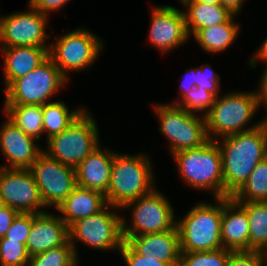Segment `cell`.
I'll return each instance as SVG.
<instances>
[{"label": "cell", "mask_w": 267, "mask_h": 266, "mask_svg": "<svg viewBox=\"0 0 267 266\" xmlns=\"http://www.w3.org/2000/svg\"><path fill=\"white\" fill-rule=\"evenodd\" d=\"M186 7L182 12L189 37L199 29L226 22L233 14L221 4L202 2H182Z\"/></svg>", "instance_id": "cb8c5ba5"}, {"label": "cell", "mask_w": 267, "mask_h": 266, "mask_svg": "<svg viewBox=\"0 0 267 266\" xmlns=\"http://www.w3.org/2000/svg\"><path fill=\"white\" fill-rule=\"evenodd\" d=\"M68 80L48 57L26 76L14 80L4 89L3 105H45L59 93ZM54 95V96H53Z\"/></svg>", "instance_id": "9c48e42d"}, {"label": "cell", "mask_w": 267, "mask_h": 266, "mask_svg": "<svg viewBox=\"0 0 267 266\" xmlns=\"http://www.w3.org/2000/svg\"><path fill=\"white\" fill-rule=\"evenodd\" d=\"M265 264H267V251L263 252L262 266Z\"/></svg>", "instance_id": "ee69618b"}, {"label": "cell", "mask_w": 267, "mask_h": 266, "mask_svg": "<svg viewBox=\"0 0 267 266\" xmlns=\"http://www.w3.org/2000/svg\"><path fill=\"white\" fill-rule=\"evenodd\" d=\"M127 266H178L179 263H166L154 257H144L138 254L126 241L118 251Z\"/></svg>", "instance_id": "e575fe53"}, {"label": "cell", "mask_w": 267, "mask_h": 266, "mask_svg": "<svg viewBox=\"0 0 267 266\" xmlns=\"http://www.w3.org/2000/svg\"><path fill=\"white\" fill-rule=\"evenodd\" d=\"M19 212L8 206L0 208V238L4 237Z\"/></svg>", "instance_id": "f35d334b"}, {"label": "cell", "mask_w": 267, "mask_h": 266, "mask_svg": "<svg viewBox=\"0 0 267 266\" xmlns=\"http://www.w3.org/2000/svg\"><path fill=\"white\" fill-rule=\"evenodd\" d=\"M262 76H260V82L258 83V90H256L257 93V99L259 102V107L264 105L267 112V69H264L262 72ZM265 119H267V115H265Z\"/></svg>", "instance_id": "60d3db41"}, {"label": "cell", "mask_w": 267, "mask_h": 266, "mask_svg": "<svg viewBox=\"0 0 267 266\" xmlns=\"http://www.w3.org/2000/svg\"><path fill=\"white\" fill-rule=\"evenodd\" d=\"M229 249L215 251L181 253L178 266H227Z\"/></svg>", "instance_id": "f546056e"}, {"label": "cell", "mask_w": 267, "mask_h": 266, "mask_svg": "<svg viewBox=\"0 0 267 266\" xmlns=\"http://www.w3.org/2000/svg\"><path fill=\"white\" fill-rule=\"evenodd\" d=\"M4 206L3 200H2V196L0 194V208H2Z\"/></svg>", "instance_id": "f6af8a7d"}, {"label": "cell", "mask_w": 267, "mask_h": 266, "mask_svg": "<svg viewBox=\"0 0 267 266\" xmlns=\"http://www.w3.org/2000/svg\"><path fill=\"white\" fill-rule=\"evenodd\" d=\"M4 54L3 80L5 89L16 79L26 76L41 65L48 57L49 51L39 46L0 47Z\"/></svg>", "instance_id": "44dd1931"}, {"label": "cell", "mask_w": 267, "mask_h": 266, "mask_svg": "<svg viewBox=\"0 0 267 266\" xmlns=\"http://www.w3.org/2000/svg\"><path fill=\"white\" fill-rule=\"evenodd\" d=\"M30 10L17 11L0 17V47L39 46L50 50L52 39L46 32L49 16L31 6Z\"/></svg>", "instance_id": "7c38bea8"}, {"label": "cell", "mask_w": 267, "mask_h": 266, "mask_svg": "<svg viewBox=\"0 0 267 266\" xmlns=\"http://www.w3.org/2000/svg\"><path fill=\"white\" fill-rule=\"evenodd\" d=\"M150 159L145 153H115L110 183L105 194L107 204L121 210L128 202L147 195L156 188V177Z\"/></svg>", "instance_id": "7a4b0ae2"}, {"label": "cell", "mask_w": 267, "mask_h": 266, "mask_svg": "<svg viewBox=\"0 0 267 266\" xmlns=\"http://www.w3.org/2000/svg\"><path fill=\"white\" fill-rule=\"evenodd\" d=\"M0 194L4 206L19 213H42L46 208L29 169L0 167Z\"/></svg>", "instance_id": "5bb4252c"}, {"label": "cell", "mask_w": 267, "mask_h": 266, "mask_svg": "<svg viewBox=\"0 0 267 266\" xmlns=\"http://www.w3.org/2000/svg\"><path fill=\"white\" fill-rule=\"evenodd\" d=\"M3 112L26 135L40 140L43 135L42 105H3Z\"/></svg>", "instance_id": "484cf974"}, {"label": "cell", "mask_w": 267, "mask_h": 266, "mask_svg": "<svg viewBox=\"0 0 267 266\" xmlns=\"http://www.w3.org/2000/svg\"><path fill=\"white\" fill-rule=\"evenodd\" d=\"M236 15H232L226 22L199 29L193 38L206 53H224L240 33V23L235 22Z\"/></svg>", "instance_id": "603a6c76"}, {"label": "cell", "mask_w": 267, "mask_h": 266, "mask_svg": "<svg viewBox=\"0 0 267 266\" xmlns=\"http://www.w3.org/2000/svg\"><path fill=\"white\" fill-rule=\"evenodd\" d=\"M31 228L32 213H18L4 237L26 245Z\"/></svg>", "instance_id": "d6a6232c"}, {"label": "cell", "mask_w": 267, "mask_h": 266, "mask_svg": "<svg viewBox=\"0 0 267 266\" xmlns=\"http://www.w3.org/2000/svg\"><path fill=\"white\" fill-rule=\"evenodd\" d=\"M231 198L238 203L267 201V157L255 166Z\"/></svg>", "instance_id": "83f0119b"}, {"label": "cell", "mask_w": 267, "mask_h": 266, "mask_svg": "<svg viewBox=\"0 0 267 266\" xmlns=\"http://www.w3.org/2000/svg\"><path fill=\"white\" fill-rule=\"evenodd\" d=\"M183 2H202L205 4H220V0H185Z\"/></svg>", "instance_id": "7bdbcfd3"}, {"label": "cell", "mask_w": 267, "mask_h": 266, "mask_svg": "<svg viewBox=\"0 0 267 266\" xmlns=\"http://www.w3.org/2000/svg\"><path fill=\"white\" fill-rule=\"evenodd\" d=\"M196 86H202L206 91L212 93L215 97L220 93V75L217 74L210 64H201L196 67Z\"/></svg>", "instance_id": "836d02e7"}, {"label": "cell", "mask_w": 267, "mask_h": 266, "mask_svg": "<svg viewBox=\"0 0 267 266\" xmlns=\"http://www.w3.org/2000/svg\"><path fill=\"white\" fill-rule=\"evenodd\" d=\"M98 129L96 120L86 108L67 129L45 142L47 148L43 152L52 159L76 168L100 146Z\"/></svg>", "instance_id": "8992f818"}, {"label": "cell", "mask_w": 267, "mask_h": 266, "mask_svg": "<svg viewBox=\"0 0 267 266\" xmlns=\"http://www.w3.org/2000/svg\"><path fill=\"white\" fill-rule=\"evenodd\" d=\"M196 67L187 69L184 76H182L181 85L179 88L178 99H176L172 105H177L193 88L196 87Z\"/></svg>", "instance_id": "74e56055"}, {"label": "cell", "mask_w": 267, "mask_h": 266, "mask_svg": "<svg viewBox=\"0 0 267 266\" xmlns=\"http://www.w3.org/2000/svg\"><path fill=\"white\" fill-rule=\"evenodd\" d=\"M85 109L79 106L70 110L66 103L59 100L43 105V134L46 133V141L67 129Z\"/></svg>", "instance_id": "d4e9b609"}, {"label": "cell", "mask_w": 267, "mask_h": 266, "mask_svg": "<svg viewBox=\"0 0 267 266\" xmlns=\"http://www.w3.org/2000/svg\"><path fill=\"white\" fill-rule=\"evenodd\" d=\"M253 54V57H251L248 61L250 66L249 68L255 69L256 66L258 67L257 64L262 62L263 65L265 64V69H267V38L264 39L261 46H259V48Z\"/></svg>", "instance_id": "ab89813d"}, {"label": "cell", "mask_w": 267, "mask_h": 266, "mask_svg": "<svg viewBox=\"0 0 267 266\" xmlns=\"http://www.w3.org/2000/svg\"><path fill=\"white\" fill-rule=\"evenodd\" d=\"M115 151L98 146L76 168L77 185L96 190L104 195L108 191Z\"/></svg>", "instance_id": "ffe728a7"}, {"label": "cell", "mask_w": 267, "mask_h": 266, "mask_svg": "<svg viewBox=\"0 0 267 266\" xmlns=\"http://www.w3.org/2000/svg\"><path fill=\"white\" fill-rule=\"evenodd\" d=\"M216 141L222 157L223 198L231 197L244 184L255 166L267 157V119L251 130Z\"/></svg>", "instance_id": "6da1fadb"}, {"label": "cell", "mask_w": 267, "mask_h": 266, "mask_svg": "<svg viewBox=\"0 0 267 266\" xmlns=\"http://www.w3.org/2000/svg\"><path fill=\"white\" fill-rule=\"evenodd\" d=\"M151 7L148 39L152 47L165 54L184 45L190 37L182 10L172 5Z\"/></svg>", "instance_id": "9a60e30c"}, {"label": "cell", "mask_w": 267, "mask_h": 266, "mask_svg": "<svg viewBox=\"0 0 267 266\" xmlns=\"http://www.w3.org/2000/svg\"><path fill=\"white\" fill-rule=\"evenodd\" d=\"M249 229L247 211L231 197L222 198V248L249 251Z\"/></svg>", "instance_id": "ac0fdd59"}, {"label": "cell", "mask_w": 267, "mask_h": 266, "mask_svg": "<svg viewBox=\"0 0 267 266\" xmlns=\"http://www.w3.org/2000/svg\"><path fill=\"white\" fill-rule=\"evenodd\" d=\"M153 107L160 124L158 130L167 137L171 155L201 147L209 140L205 117L167 103H156Z\"/></svg>", "instance_id": "ba28073f"}, {"label": "cell", "mask_w": 267, "mask_h": 266, "mask_svg": "<svg viewBox=\"0 0 267 266\" xmlns=\"http://www.w3.org/2000/svg\"><path fill=\"white\" fill-rule=\"evenodd\" d=\"M123 238L138 254L144 257H154L166 263H179L181 250L176 226L166 232L123 236Z\"/></svg>", "instance_id": "d6986e66"}, {"label": "cell", "mask_w": 267, "mask_h": 266, "mask_svg": "<svg viewBox=\"0 0 267 266\" xmlns=\"http://www.w3.org/2000/svg\"><path fill=\"white\" fill-rule=\"evenodd\" d=\"M36 141L6 118L0 126V150L7 164L0 167L29 169L44 150Z\"/></svg>", "instance_id": "2e32d148"}, {"label": "cell", "mask_w": 267, "mask_h": 266, "mask_svg": "<svg viewBox=\"0 0 267 266\" xmlns=\"http://www.w3.org/2000/svg\"><path fill=\"white\" fill-rule=\"evenodd\" d=\"M71 0H28V5L37 11L50 16L49 14L63 8Z\"/></svg>", "instance_id": "8d00e7d4"}, {"label": "cell", "mask_w": 267, "mask_h": 266, "mask_svg": "<svg viewBox=\"0 0 267 266\" xmlns=\"http://www.w3.org/2000/svg\"><path fill=\"white\" fill-rule=\"evenodd\" d=\"M214 203V204H212ZM178 218L181 253L215 251L222 248V198L197 202L183 218Z\"/></svg>", "instance_id": "277c9868"}, {"label": "cell", "mask_w": 267, "mask_h": 266, "mask_svg": "<svg viewBox=\"0 0 267 266\" xmlns=\"http://www.w3.org/2000/svg\"><path fill=\"white\" fill-rule=\"evenodd\" d=\"M245 0H220V4L223 5L230 13L238 16Z\"/></svg>", "instance_id": "b9f144b4"}, {"label": "cell", "mask_w": 267, "mask_h": 266, "mask_svg": "<svg viewBox=\"0 0 267 266\" xmlns=\"http://www.w3.org/2000/svg\"><path fill=\"white\" fill-rule=\"evenodd\" d=\"M122 209L132 211L130 224L123 215V236L166 232L176 226L177 219L170 200L156 188L149 194L128 202Z\"/></svg>", "instance_id": "8fae6325"}, {"label": "cell", "mask_w": 267, "mask_h": 266, "mask_svg": "<svg viewBox=\"0 0 267 266\" xmlns=\"http://www.w3.org/2000/svg\"><path fill=\"white\" fill-rule=\"evenodd\" d=\"M32 213V228L26 243L29 256L64 245L69 240V227L59 214Z\"/></svg>", "instance_id": "e0dca14e"}, {"label": "cell", "mask_w": 267, "mask_h": 266, "mask_svg": "<svg viewBox=\"0 0 267 266\" xmlns=\"http://www.w3.org/2000/svg\"><path fill=\"white\" fill-rule=\"evenodd\" d=\"M259 108L256 90L219 95L205 116L209 140H218L261 125L265 117L251 126L248 125Z\"/></svg>", "instance_id": "3957f363"}, {"label": "cell", "mask_w": 267, "mask_h": 266, "mask_svg": "<svg viewBox=\"0 0 267 266\" xmlns=\"http://www.w3.org/2000/svg\"><path fill=\"white\" fill-rule=\"evenodd\" d=\"M261 251H232L227 266H262Z\"/></svg>", "instance_id": "d590c367"}, {"label": "cell", "mask_w": 267, "mask_h": 266, "mask_svg": "<svg viewBox=\"0 0 267 266\" xmlns=\"http://www.w3.org/2000/svg\"><path fill=\"white\" fill-rule=\"evenodd\" d=\"M29 259L25 244L0 238V266H28Z\"/></svg>", "instance_id": "1f68e13d"}, {"label": "cell", "mask_w": 267, "mask_h": 266, "mask_svg": "<svg viewBox=\"0 0 267 266\" xmlns=\"http://www.w3.org/2000/svg\"><path fill=\"white\" fill-rule=\"evenodd\" d=\"M107 205L99 191L76 186L56 209L60 218L70 227L74 222L101 211Z\"/></svg>", "instance_id": "7402d4cb"}, {"label": "cell", "mask_w": 267, "mask_h": 266, "mask_svg": "<svg viewBox=\"0 0 267 266\" xmlns=\"http://www.w3.org/2000/svg\"><path fill=\"white\" fill-rule=\"evenodd\" d=\"M29 170L47 209L56 210L77 186L75 168L52 159L45 152L37 157Z\"/></svg>", "instance_id": "4fadbf2b"}, {"label": "cell", "mask_w": 267, "mask_h": 266, "mask_svg": "<svg viewBox=\"0 0 267 266\" xmlns=\"http://www.w3.org/2000/svg\"><path fill=\"white\" fill-rule=\"evenodd\" d=\"M249 221V251H267V201L239 203Z\"/></svg>", "instance_id": "4316f807"}, {"label": "cell", "mask_w": 267, "mask_h": 266, "mask_svg": "<svg viewBox=\"0 0 267 266\" xmlns=\"http://www.w3.org/2000/svg\"><path fill=\"white\" fill-rule=\"evenodd\" d=\"M57 36L50 44L49 57L68 80L70 72L94 65L103 51L104 41L83 26Z\"/></svg>", "instance_id": "30bf717a"}, {"label": "cell", "mask_w": 267, "mask_h": 266, "mask_svg": "<svg viewBox=\"0 0 267 266\" xmlns=\"http://www.w3.org/2000/svg\"><path fill=\"white\" fill-rule=\"evenodd\" d=\"M120 208L107 204L101 211L77 220L69 227V241L74 247L77 258L76 242L87 247L104 251H119L124 243L123 216ZM117 210V211H115Z\"/></svg>", "instance_id": "52a82bcc"}, {"label": "cell", "mask_w": 267, "mask_h": 266, "mask_svg": "<svg viewBox=\"0 0 267 266\" xmlns=\"http://www.w3.org/2000/svg\"><path fill=\"white\" fill-rule=\"evenodd\" d=\"M78 261L74 247L68 240L64 245L31 256L28 266H77Z\"/></svg>", "instance_id": "f1b7e54d"}, {"label": "cell", "mask_w": 267, "mask_h": 266, "mask_svg": "<svg viewBox=\"0 0 267 266\" xmlns=\"http://www.w3.org/2000/svg\"><path fill=\"white\" fill-rule=\"evenodd\" d=\"M172 156L184 183L199 191H211L213 198H223L222 157L216 140Z\"/></svg>", "instance_id": "5b68a950"}, {"label": "cell", "mask_w": 267, "mask_h": 266, "mask_svg": "<svg viewBox=\"0 0 267 266\" xmlns=\"http://www.w3.org/2000/svg\"><path fill=\"white\" fill-rule=\"evenodd\" d=\"M215 98L212 93L206 91L202 86H196L177 103V106L192 114L205 117L214 104Z\"/></svg>", "instance_id": "4dcf8cb0"}]
</instances>
